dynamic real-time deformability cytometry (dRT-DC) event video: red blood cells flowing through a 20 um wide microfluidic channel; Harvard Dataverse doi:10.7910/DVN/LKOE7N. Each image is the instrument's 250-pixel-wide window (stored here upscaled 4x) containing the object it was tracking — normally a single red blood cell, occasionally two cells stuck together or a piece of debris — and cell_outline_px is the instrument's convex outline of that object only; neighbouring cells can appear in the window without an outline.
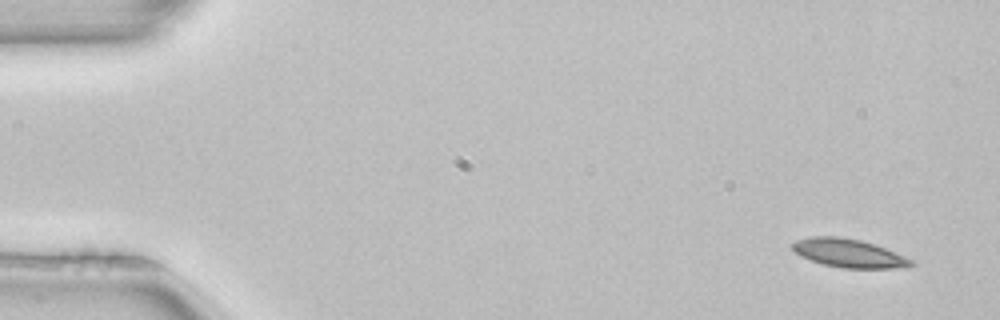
{"species": "common noctule bat (a hibernating species)", "species_latin": "Nyctalus noctula", "temperature_condition": "room temperature", "stored_images_in_passage": 4, "camera_frame_rate_fps": 3000, "um_per_image_px": 0.085, "animal": {"sex": "female", "body_mass_g": 22.7, "forearm_length_mm": 54.2}, "frame": {"image": 1, "passage_image": 1, "time_ms": 0.0, "image_size_px": [1000, 320], "cell_outline_px": [[916, 264], [908, 268], [840, 268], [824, 264], [800, 256], [792, 248], [792, 244], [796, 240], [812, 236], [836, 236], [860, 240], [884, 248], [912, 260]], "centroid_in_image_um": [72.15, 21.53], "position_along_channel_um": 12.9, "area_um2": 19.48}}